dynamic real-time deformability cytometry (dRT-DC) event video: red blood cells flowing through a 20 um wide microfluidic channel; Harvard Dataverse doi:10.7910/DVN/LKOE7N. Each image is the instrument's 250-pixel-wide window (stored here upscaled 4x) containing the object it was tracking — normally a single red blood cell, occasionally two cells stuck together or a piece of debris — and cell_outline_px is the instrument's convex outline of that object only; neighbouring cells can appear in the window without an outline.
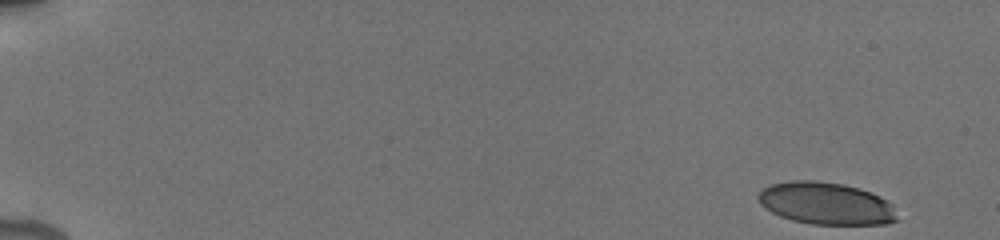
{"species": "human", "species_latin": "Homo sapiens", "temperature_condition": "cold", "stored_images_in_passage": 26, "camera_frame_rate_fps": 3000, "um_per_image_px": 0.085, "donor": {"sex": "male"}, "frame": {"image": 1, "passage_image": 1, "time_ms": 0.0, "image_size_px": [1000, 240], "cell_outline_px": [[900, 220], [888, 224], [812, 224], [792, 220], [780, 216], [764, 208], [760, 204], [756, 196], [764, 188], [772, 184], [792, 180], [812, 180], [844, 184], [860, 188], [880, 196], [888, 200], [892, 204]], "centroid_in_image_um": [70.24, 17.29], "position_along_channel_um": 14.8, "area_um2": 34.45}}
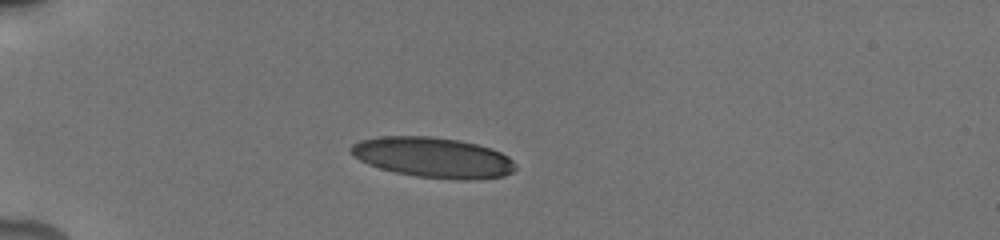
{"frame": {"image": 2, "passage_image": 12, "time_ms": 4.333, "image_size_px": [1000, 240], "cell_outline_px": [[516, 168], [512, 172], [504, 176], [468, 180], [460, 180], [416, 176], [396, 172], [380, 168], [368, 164], [352, 156], [348, 152], [348, 148], [352, 144], [360, 140], [380, 136], [428, 136], [460, 140], [492, 148], [508, 156], [516, 164]], "centroid_in_image_um": [36.79, 13.38], "position_along_channel_um": 48.2, "area_um2": 38.84}}
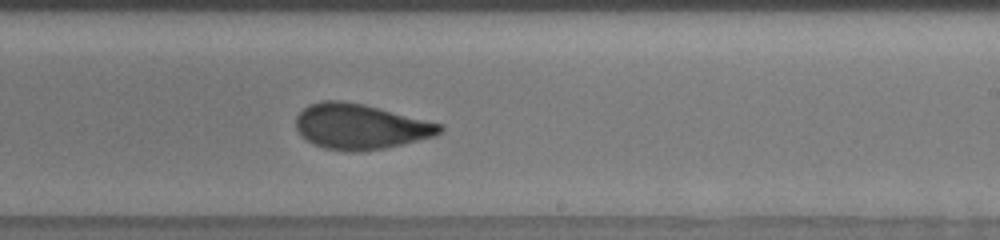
{"frame": {"image": 3, "passage_image": 26, "time_ms": 10.667, "image_size_px": [1000, 240], "cell_outline_px": [[444, 128], [436, 136], [384, 148], [360, 152], [352, 152], [324, 148], [312, 144], [296, 128], [296, 116], [304, 108], [312, 104], [324, 100], [340, 100], [364, 104], [444, 124]], "centroid_in_image_um": [30.66, 10.76], "position_along_channel_um": 258.3, "area_um2": 37.92}}